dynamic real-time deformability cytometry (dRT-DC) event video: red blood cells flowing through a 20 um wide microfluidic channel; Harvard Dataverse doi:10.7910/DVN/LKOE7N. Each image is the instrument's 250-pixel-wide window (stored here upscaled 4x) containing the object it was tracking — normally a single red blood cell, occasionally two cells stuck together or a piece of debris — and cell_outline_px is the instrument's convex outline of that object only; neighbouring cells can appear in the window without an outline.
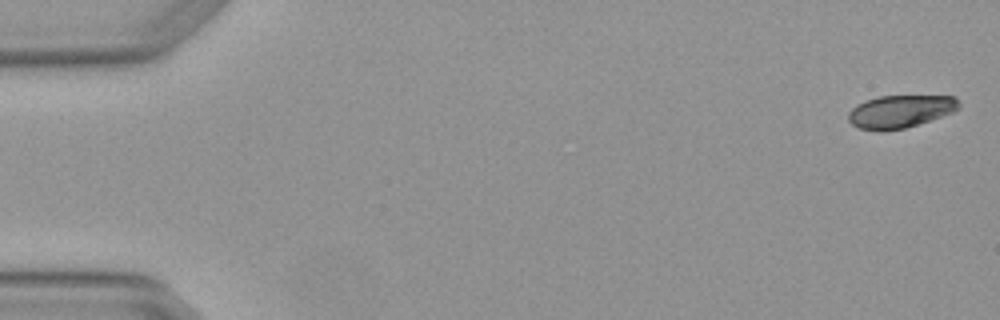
{"species": "Egyptian fruit bat (a non-hibernating species)", "species_latin": "Rousettus aegyptiacus", "temperature_condition": "warm", "stored_images_in_passage": 5, "camera_frame_rate_fps": 3000, "um_per_image_px": 0.085, "animal": {"sex": "female"}, "frame": {"image": 1, "passage_image": 1, "time_ms": 0.0, "image_size_px": [1000, 320], "cell_outline_px": [[960, 108], [952, 112], [904, 128], [884, 132], [880, 132], [860, 128], [852, 124], [848, 120], [848, 112], [856, 104], [864, 100], [880, 96], [956, 96], [960, 104]], "centroid_in_image_um": [76.48, 9.47], "position_along_channel_um": 8.5, "area_um2": 21.1}}
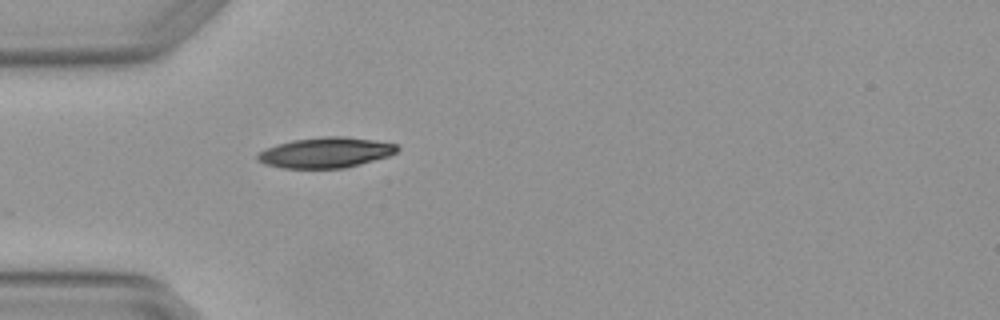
{"frame": {"image": 2, "passage_image": 5, "time_ms": 1.333, "image_size_px": [1000, 320], "cell_outline_px": [[400, 148], [396, 152], [388, 156], [360, 164], [344, 168], [284, 168], [264, 164], [256, 160], [256, 152], [276, 144], [292, 140], [324, 136], [344, 136], [376, 140], [396, 144]], "centroid_in_image_um": [27.65, 12.96], "position_along_channel_um": 57.4, "area_um2": 24.97}}